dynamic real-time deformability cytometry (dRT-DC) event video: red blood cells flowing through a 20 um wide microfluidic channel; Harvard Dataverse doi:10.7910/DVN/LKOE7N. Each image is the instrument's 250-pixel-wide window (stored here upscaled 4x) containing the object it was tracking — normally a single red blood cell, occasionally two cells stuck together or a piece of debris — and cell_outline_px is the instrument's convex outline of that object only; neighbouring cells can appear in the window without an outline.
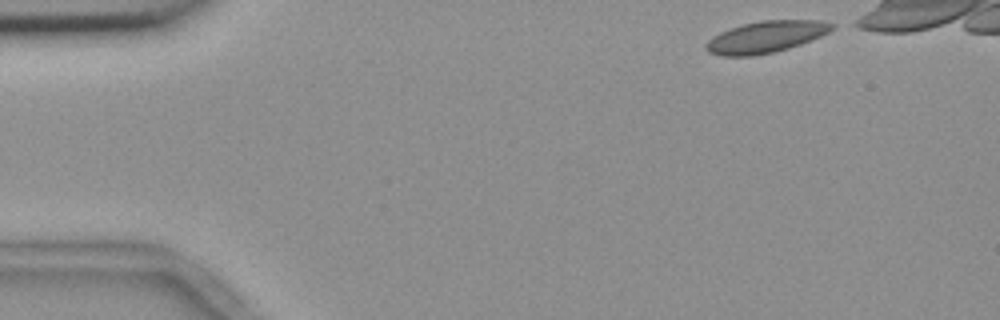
{"species": "common noctule bat (a hibernating species)", "species_latin": "Nyctalus noctula", "temperature_condition": "room temperature", "stored_images_in_passage": 43, "camera_frame_rate_fps": 3000, "um_per_image_px": 0.085, "animal": {"sex": "female", "body_mass_g": 18.4}, "frame": {"image": 1, "passage_image": 1, "time_ms": 0.0, "image_size_px": [1000, 320], "cell_outline_px": [[836, 24], [828, 32], [820, 36], [800, 44], [788, 48], [772, 52], [752, 56], [720, 56], [708, 52], [704, 48], [704, 44], [712, 36], [720, 32], [744, 24], [760, 20], [820, 20]], "centroid_in_image_um": [65.05, 3.14], "position_along_channel_um": 19.9, "area_um2": 23.12}}
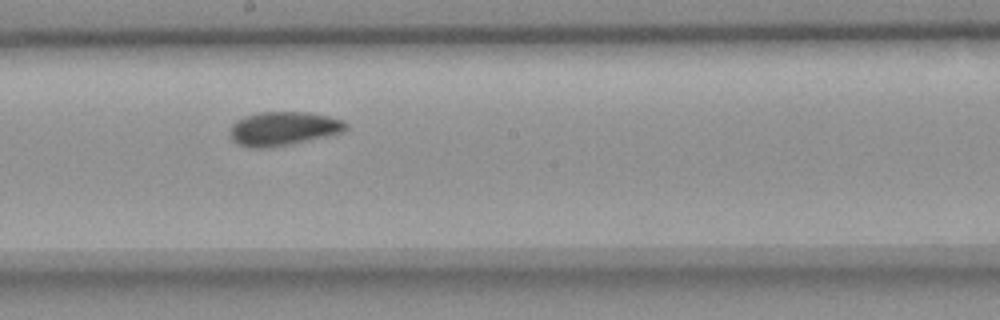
{"frame": {"image": 2, "passage_image": 25, "time_ms": 8.0, "image_size_px": [1000, 320], "cell_outline_px": [[348, 128], [344, 132], [328, 136], [288, 144], [264, 148], [252, 148], [240, 144], [232, 140], [228, 132], [228, 128], [236, 120], [244, 116], [260, 112], [308, 112], [328, 116], [344, 120], [348, 124]], "centroid_in_image_um": [24.08, 10.92], "position_along_channel_um": 224.1, "area_um2": 23.0}}
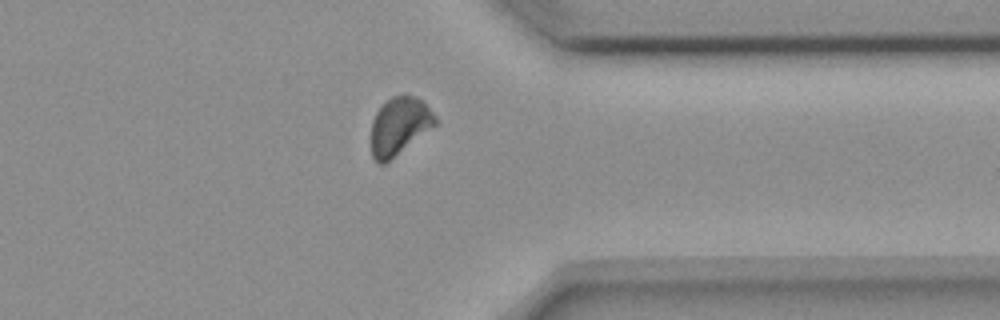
{"frame": {"image": 3, "passage_image": 38, "time_ms": 12.333, "image_size_px": [1000, 320], "cell_outline_px": [[436, 124], [384, 164], [380, 164], [372, 156], [372, 120], [376, 112], [392, 96], [404, 92], [416, 96], [436, 116]], "centroid_in_image_um": [33.93, 10.67], "position_along_channel_um": 377.5, "area_um2": 21.1}, "authors_computed_cell_mechanics": {"area_um2": 22.4264, "velocity_mm_per_s": 3.6658, "shape_relaxation_time_tau1_ms": 5.9581, "shape_relaxation_time_tau2_ms": 3.5708, "deformation_change_tau1": 0.1209, "deformation_change_tau2": 0.0587}}